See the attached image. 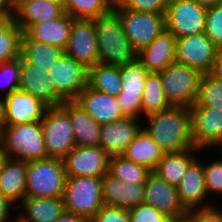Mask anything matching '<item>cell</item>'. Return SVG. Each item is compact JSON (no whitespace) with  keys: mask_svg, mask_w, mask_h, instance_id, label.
Masks as SVG:
<instances>
[{"mask_svg":"<svg viewBox=\"0 0 222 222\" xmlns=\"http://www.w3.org/2000/svg\"><path fill=\"white\" fill-rule=\"evenodd\" d=\"M149 72L136 58L120 65L122 90L116 96L122 113L126 117L143 119L141 113L142 93Z\"/></svg>","mask_w":222,"mask_h":222,"instance_id":"8fae6325","label":"cell"},{"mask_svg":"<svg viewBox=\"0 0 222 222\" xmlns=\"http://www.w3.org/2000/svg\"><path fill=\"white\" fill-rule=\"evenodd\" d=\"M150 172L146 166L130 161L122 155L109 159L108 173L125 183H145Z\"/></svg>","mask_w":222,"mask_h":222,"instance_id":"e575fe53","label":"cell"},{"mask_svg":"<svg viewBox=\"0 0 222 222\" xmlns=\"http://www.w3.org/2000/svg\"><path fill=\"white\" fill-rule=\"evenodd\" d=\"M73 18L64 12L60 17L32 24L24 33L34 41L65 50L68 44Z\"/></svg>","mask_w":222,"mask_h":222,"instance_id":"484cf974","label":"cell"},{"mask_svg":"<svg viewBox=\"0 0 222 222\" xmlns=\"http://www.w3.org/2000/svg\"><path fill=\"white\" fill-rule=\"evenodd\" d=\"M93 20L99 63L122 65L137 58V53L124 33L119 13L114 8Z\"/></svg>","mask_w":222,"mask_h":222,"instance_id":"7a4b0ae2","label":"cell"},{"mask_svg":"<svg viewBox=\"0 0 222 222\" xmlns=\"http://www.w3.org/2000/svg\"><path fill=\"white\" fill-rule=\"evenodd\" d=\"M89 222H130L129 210L103 205Z\"/></svg>","mask_w":222,"mask_h":222,"instance_id":"7bdbcfd3","label":"cell"},{"mask_svg":"<svg viewBox=\"0 0 222 222\" xmlns=\"http://www.w3.org/2000/svg\"><path fill=\"white\" fill-rule=\"evenodd\" d=\"M54 222H89L85 217L64 211Z\"/></svg>","mask_w":222,"mask_h":222,"instance_id":"c3c4849f","label":"cell"},{"mask_svg":"<svg viewBox=\"0 0 222 222\" xmlns=\"http://www.w3.org/2000/svg\"><path fill=\"white\" fill-rule=\"evenodd\" d=\"M137 59L148 72L163 71L176 59V37L164 30L150 45L137 53Z\"/></svg>","mask_w":222,"mask_h":222,"instance_id":"cb8c5ba5","label":"cell"},{"mask_svg":"<svg viewBox=\"0 0 222 222\" xmlns=\"http://www.w3.org/2000/svg\"><path fill=\"white\" fill-rule=\"evenodd\" d=\"M217 47L204 33L176 38L175 62L210 73L215 62Z\"/></svg>","mask_w":222,"mask_h":222,"instance_id":"7c38bea8","label":"cell"},{"mask_svg":"<svg viewBox=\"0 0 222 222\" xmlns=\"http://www.w3.org/2000/svg\"><path fill=\"white\" fill-rule=\"evenodd\" d=\"M66 177L63 159L48 157L29 161L25 197H63Z\"/></svg>","mask_w":222,"mask_h":222,"instance_id":"277c9868","label":"cell"},{"mask_svg":"<svg viewBox=\"0 0 222 222\" xmlns=\"http://www.w3.org/2000/svg\"><path fill=\"white\" fill-rule=\"evenodd\" d=\"M143 203L155 207L170 219L188 215L180 202L177 187L169 185L153 171L146 178Z\"/></svg>","mask_w":222,"mask_h":222,"instance_id":"e0dca14e","label":"cell"},{"mask_svg":"<svg viewBox=\"0 0 222 222\" xmlns=\"http://www.w3.org/2000/svg\"><path fill=\"white\" fill-rule=\"evenodd\" d=\"M4 126H12L43 119L48 106L30 93L16 90L0 100Z\"/></svg>","mask_w":222,"mask_h":222,"instance_id":"9a60e30c","label":"cell"},{"mask_svg":"<svg viewBox=\"0 0 222 222\" xmlns=\"http://www.w3.org/2000/svg\"><path fill=\"white\" fill-rule=\"evenodd\" d=\"M158 73L170 106L190 108L195 103L203 75L199 70L173 62Z\"/></svg>","mask_w":222,"mask_h":222,"instance_id":"8992f818","label":"cell"},{"mask_svg":"<svg viewBox=\"0 0 222 222\" xmlns=\"http://www.w3.org/2000/svg\"><path fill=\"white\" fill-rule=\"evenodd\" d=\"M142 119L125 117L121 120L102 124L99 146L110 156L122 155L127 146L143 128Z\"/></svg>","mask_w":222,"mask_h":222,"instance_id":"ac0fdd59","label":"cell"},{"mask_svg":"<svg viewBox=\"0 0 222 222\" xmlns=\"http://www.w3.org/2000/svg\"><path fill=\"white\" fill-rule=\"evenodd\" d=\"M22 34L13 17L0 18V64L21 56Z\"/></svg>","mask_w":222,"mask_h":222,"instance_id":"836d02e7","label":"cell"},{"mask_svg":"<svg viewBox=\"0 0 222 222\" xmlns=\"http://www.w3.org/2000/svg\"><path fill=\"white\" fill-rule=\"evenodd\" d=\"M41 123L48 157L63 159L76 146L69 113L62 106L48 107Z\"/></svg>","mask_w":222,"mask_h":222,"instance_id":"52a82bcc","label":"cell"},{"mask_svg":"<svg viewBox=\"0 0 222 222\" xmlns=\"http://www.w3.org/2000/svg\"><path fill=\"white\" fill-rule=\"evenodd\" d=\"M145 120L142 124L143 129L164 152H177L195 147L189 107L171 106L146 116Z\"/></svg>","mask_w":222,"mask_h":222,"instance_id":"6da1fadb","label":"cell"},{"mask_svg":"<svg viewBox=\"0 0 222 222\" xmlns=\"http://www.w3.org/2000/svg\"><path fill=\"white\" fill-rule=\"evenodd\" d=\"M15 209L17 205L0 193V222H16L17 219L11 215V210Z\"/></svg>","mask_w":222,"mask_h":222,"instance_id":"f6af8a7d","label":"cell"},{"mask_svg":"<svg viewBox=\"0 0 222 222\" xmlns=\"http://www.w3.org/2000/svg\"><path fill=\"white\" fill-rule=\"evenodd\" d=\"M129 210L130 222H168L170 218L155 207L144 203L131 207Z\"/></svg>","mask_w":222,"mask_h":222,"instance_id":"b9f144b4","label":"cell"},{"mask_svg":"<svg viewBox=\"0 0 222 222\" xmlns=\"http://www.w3.org/2000/svg\"><path fill=\"white\" fill-rule=\"evenodd\" d=\"M56 92L72 101L88 85L89 69L63 52L48 72Z\"/></svg>","mask_w":222,"mask_h":222,"instance_id":"30bf717a","label":"cell"},{"mask_svg":"<svg viewBox=\"0 0 222 222\" xmlns=\"http://www.w3.org/2000/svg\"><path fill=\"white\" fill-rule=\"evenodd\" d=\"M113 0H64V12L73 19H94L109 12L114 6Z\"/></svg>","mask_w":222,"mask_h":222,"instance_id":"d590c367","label":"cell"},{"mask_svg":"<svg viewBox=\"0 0 222 222\" xmlns=\"http://www.w3.org/2000/svg\"><path fill=\"white\" fill-rule=\"evenodd\" d=\"M190 111L195 147L219 149L222 146V107L191 106Z\"/></svg>","mask_w":222,"mask_h":222,"instance_id":"4fadbf2b","label":"cell"},{"mask_svg":"<svg viewBox=\"0 0 222 222\" xmlns=\"http://www.w3.org/2000/svg\"><path fill=\"white\" fill-rule=\"evenodd\" d=\"M75 101L100 125L126 117L120 109L116 96L99 92L89 85L79 93Z\"/></svg>","mask_w":222,"mask_h":222,"instance_id":"44dd1931","label":"cell"},{"mask_svg":"<svg viewBox=\"0 0 222 222\" xmlns=\"http://www.w3.org/2000/svg\"><path fill=\"white\" fill-rule=\"evenodd\" d=\"M169 0H118L113 8H124L140 12L165 14Z\"/></svg>","mask_w":222,"mask_h":222,"instance_id":"60d3db41","label":"cell"},{"mask_svg":"<svg viewBox=\"0 0 222 222\" xmlns=\"http://www.w3.org/2000/svg\"><path fill=\"white\" fill-rule=\"evenodd\" d=\"M14 17V0H0V18Z\"/></svg>","mask_w":222,"mask_h":222,"instance_id":"7dc6e473","label":"cell"},{"mask_svg":"<svg viewBox=\"0 0 222 222\" xmlns=\"http://www.w3.org/2000/svg\"><path fill=\"white\" fill-rule=\"evenodd\" d=\"M63 4L44 0H14V20L23 33L32 25L60 17Z\"/></svg>","mask_w":222,"mask_h":222,"instance_id":"603a6c76","label":"cell"},{"mask_svg":"<svg viewBox=\"0 0 222 222\" xmlns=\"http://www.w3.org/2000/svg\"><path fill=\"white\" fill-rule=\"evenodd\" d=\"M44 1L52 2V3H58V4H63L64 0H44Z\"/></svg>","mask_w":222,"mask_h":222,"instance_id":"db71d44e","label":"cell"},{"mask_svg":"<svg viewBox=\"0 0 222 222\" xmlns=\"http://www.w3.org/2000/svg\"><path fill=\"white\" fill-rule=\"evenodd\" d=\"M93 19H73L67 47L64 52L90 69L99 64Z\"/></svg>","mask_w":222,"mask_h":222,"instance_id":"5bb4252c","label":"cell"},{"mask_svg":"<svg viewBox=\"0 0 222 222\" xmlns=\"http://www.w3.org/2000/svg\"><path fill=\"white\" fill-rule=\"evenodd\" d=\"M192 106L222 107V81L211 74H203L199 84L198 95Z\"/></svg>","mask_w":222,"mask_h":222,"instance_id":"8d00e7d4","label":"cell"},{"mask_svg":"<svg viewBox=\"0 0 222 222\" xmlns=\"http://www.w3.org/2000/svg\"><path fill=\"white\" fill-rule=\"evenodd\" d=\"M164 153L147 131L142 128L134 140L127 146L122 156L153 171Z\"/></svg>","mask_w":222,"mask_h":222,"instance_id":"f546056e","label":"cell"},{"mask_svg":"<svg viewBox=\"0 0 222 222\" xmlns=\"http://www.w3.org/2000/svg\"><path fill=\"white\" fill-rule=\"evenodd\" d=\"M109 159L100 146H75L63 162L67 176L103 177L109 171Z\"/></svg>","mask_w":222,"mask_h":222,"instance_id":"2e32d148","label":"cell"},{"mask_svg":"<svg viewBox=\"0 0 222 222\" xmlns=\"http://www.w3.org/2000/svg\"><path fill=\"white\" fill-rule=\"evenodd\" d=\"M6 157L26 162L48 158L41 121L4 126Z\"/></svg>","mask_w":222,"mask_h":222,"instance_id":"3957f363","label":"cell"},{"mask_svg":"<svg viewBox=\"0 0 222 222\" xmlns=\"http://www.w3.org/2000/svg\"><path fill=\"white\" fill-rule=\"evenodd\" d=\"M114 9L119 13L124 33L136 53L150 45L165 30V14Z\"/></svg>","mask_w":222,"mask_h":222,"instance_id":"ba28073f","label":"cell"},{"mask_svg":"<svg viewBox=\"0 0 222 222\" xmlns=\"http://www.w3.org/2000/svg\"><path fill=\"white\" fill-rule=\"evenodd\" d=\"M201 6L209 8L222 3V0H196Z\"/></svg>","mask_w":222,"mask_h":222,"instance_id":"681fc988","label":"cell"},{"mask_svg":"<svg viewBox=\"0 0 222 222\" xmlns=\"http://www.w3.org/2000/svg\"><path fill=\"white\" fill-rule=\"evenodd\" d=\"M190 222H222V205L197 208L188 212Z\"/></svg>","mask_w":222,"mask_h":222,"instance_id":"ee69618b","label":"cell"},{"mask_svg":"<svg viewBox=\"0 0 222 222\" xmlns=\"http://www.w3.org/2000/svg\"><path fill=\"white\" fill-rule=\"evenodd\" d=\"M18 222H54L65 211L63 197H24L17 205Z\"/></svg>","mask_w":222,"mask_h":222,"instance_id":"d4e9b609","label":"cell"},{"mask_svg":"<svg viewBox=\"0 0 222 222\" xmlns=\"http://www.w3.org/2000/svg\"><path fill=\"white\" fill-rule=\"evenodd\" d=\"M61 106L70 115L76 146H99L101 125L75 100L65 101Z\"/></svg>","mask_w":222,"mask_h":222,"instance_id":"4316f807","label":"cell"},{"mask_svg":"<svg viewBox=\"0 0 222 222\" xmlns=\"http://www.w3.org/2000/svg\"><path fill=\"white\" fill-rule=\"evenodd\" d=\"M204 33L217 47H222V3L207 8Z\"/></svg>","mask_w":222,"mask_h":222,"instance_id":"ab89813d","label":"cell"},{"mask_svg":"<svg viewBox=\"0 0 222 222\" xmlns=\"http://www.w3.org/2000/svg\"><path fill=\"white\" fill-rule=\"evenodd\" d=\"M198 157L199 155L189 164L186 173L177 186L180 202L188 212L214 205L207 195L203 161Z\"/></svg>","mask_w":222,"mask_h":222,"instance_id":"d6986e66","label":"cell"},{"mask_svg":"<svg viewBox=\"0 0 222 222\" xmlns=\"http://www.w3.org/2000/svg\"><path fill=\"white\" fill-rule=\"evenodd\" d=\"M19 90L30 93L48 107L61 106L65 100L56 92L48 74L35 69L34 65L20 56Z\"/></svg>","mask_w":222,"mask_h":222,"instance_id":"ffe728a7","label":"cell"},{"mask_svg":"<svg viewBox=\"0 0 222 222\" xmlns=\"http://www.w3.org/2000/svg\"><path fill=\"white\" fill-rule=\"evenodd\" d=\"M207 8L196 0H169L165 12V30L176 38L205 31Z\"/></svg>","mask_w":222,"mask_h":222,"instance_id":"9c48e42d","label":"cell"},{"mask_svg":"<svg viewBox=\"0 0 222 222\" xmlns=\"http://www.w3.org/2000/svg\"><path fill=\"white\" fill-rule=\"evenodd\" d=\"M63 52L59 47L31 40L25 33L22 34L21 56L44 74H48Z\"/></svg>","mask_w":222,"mask_h":222,"instance_id":"4dcf8cb0","label":"cell"},{"mask_svg":"<svg viewBox=\"0 0 222 222\" xmlns=\"http://www.w3.org/2000/svg\"><path fill=\"white\" fill-rule=\"evenodd\" d=\"M88 85L105 94L117 96L122 90L120 65L99 63L89 69Z\"/></svg>","mask_w":222,"mask_h":222,"instance_id":"1f68e13d","label":"cell"},{"mask_svg":"<svg viewBox=\"0 0 222 222\" xmlns=\"http://www.w3.org/2000/svg\"><path fill=\"white\" fill-rule=\"evenodd\" d=\"M20 57L0 64V100L11 92L19 90Z\"/></svg>","mask_w":222,"mask_h":222,"instance_id":"f35d334b","label":"cell"},{"mask_svg":"<svg viewBox=\"0 0 222 222\" xmlns=\"http://www.w3.org/2000/svg\"><path fill=\"white\" fill-rule=\"evenodd\" d=\"M171 107L164 94L159 73L149 72L142 93L141 113L144 117Z\"/></svg>","mask_w":222,"mask_h":222,"instance_id":"d6a6232c","label":"cell"},{"mask_svg":"<svg viewBox=\"0 0 222 222\" xmlns=\"http://www.w3.org/2000/svg\"><path fill=\"white\" fill-rule=\"evenodd\" d=\"M5 158H6V155L4 153V142H3L2 136H0V165L3 163Z\"/></svg>","mask_w":222,"mask_h":222,"instance_id":"f907efd6","label":"cell"},{"mask_svg":"<svg viewBox=\"0 0 222 222\" xmlns=\"http://www.w3.org/2000/svg\"><path fill=\"white\" fill-rule=\"evenodd\" d=\"M168 222H190L189 216L178 218V219H170Z\"/></svg>","mask_w":222,"mask_h":222,"instance_id":"f5cc1de1","label":"cell"},{"mask_svg":"<svg viewBox=\"0 0 222 222\" xmlns=\"http://www.w3.org/2000/svg\"><path fill=\"white\" fill-rule=\"evenodd\" d=\"M27 162L6 157L0 165V193L18 205L25 197Z\"/></svg>","mask_w":222,"mask_h":222,"instance_id":"83f0119b","label":"cell"},{"mask_svg":"<svg viewBox=\"0 0 222 222\" xmlns=\"http://www.w3.org/2000/svg\"><path fill=\"white\" fill-rule=\"evenodd\" d=\"M218 153L219 158L215 157L210 162L208 160L206 164L203 161L206 190L209 198L214 195L217 197L222 196V152L219 151Z\"/></svg>","mask_w":222,"mask_h":222,"instance_id":"74e56055","label":"cell"},{"mask_svg":"<svg viewBox=\"0 0 222 222\" xmlns=\"http://www.w3.org/2000/svg\"><path fill=\"white\" fill-rule=\"evenodd\" d=\"M145 183H125L109 173L103 176L102 199L105 206L130 209L143 203Z\"/></svg>","mask_w":222,"mask_h":222,"instance_id":"7402d4cb","label":"cell"},{"mask_svg":"<svg viewBox=\"0 0 222 222\" xmlns=\"http://www.w3.org/2000/svg\"><path fill=\"white\" fill-rule=\"evenodd\" d=\"M203 151L206 150L192 147L177 152H165L153 172L169 185L177 187L189 164L196 158L197 154L200 155V152Z\"/></svg>","mask_w":222,"mask_h":222,"instance_id":"f1b7e54d","label":"cell"},{"mask_svg":"<svg viewBox=\"0 0 222 222\" xmlns=\"http://www.w3.org/2000/svg\"><path fill=\"white\" fill-rule=\"evenodd\" d=\"M4 130V123H3V114H2V104L0 102V136H2Z\"/></svg>","mask_w":222,"mask_h":222,"instance_id":"816d5d0a","label":"cell"},{"mask_svg":"<svg viewBox=\"0 0 222 222\" xmlns=\"http://www.w3.org/2000/svg\"><path fill=\"white\" fill-rule=\"evenodd\" d=\"M103 177L67 176L63 201L65 211L90 220L104 205Z\"/></svg>","mask_w":222,"mask_h":222,"instance_id":"5b68a950","label":"cell"},{"mask_svg":"<svg viewBox=\"0 0 222 222\" xmlns=\"http://www.w3.org/2000/svg\"><path fill=\"white\" fill-rule=\"evenodd\" d=\"M209 74L222 81V47L217 48L215 62Z\"/></svg>","mask_w":222,"mask_h":222,"instance_id":"bcb514c9","label":"cell"}]
</instances>
